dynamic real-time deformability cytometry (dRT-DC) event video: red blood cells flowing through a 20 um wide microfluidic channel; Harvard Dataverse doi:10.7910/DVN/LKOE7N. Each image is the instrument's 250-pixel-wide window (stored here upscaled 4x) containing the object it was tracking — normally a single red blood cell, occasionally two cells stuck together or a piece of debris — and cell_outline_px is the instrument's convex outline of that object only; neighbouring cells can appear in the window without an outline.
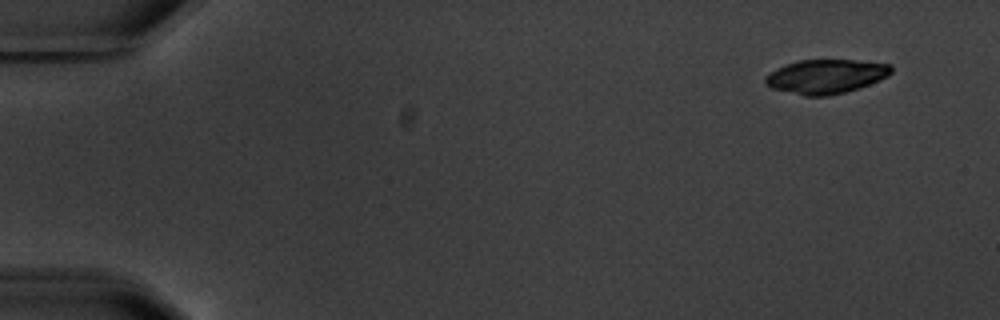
{"species": "common noctule bat (a hibernating species)", "species_latin": "Nyctalus noctula", "temperature_condition": "warm", "stored_images_in_passage": 4, "camera_frame_rate_fps": 3000, "um_per_image_px": 0.085, "animal": {"sex": "male", "body_mass_g": 20.1, "forearm_length_mm": 53.5}, "frame": {"image": 1, "passage_image": 1, "time_ms": 0.0, "image_size_px": [1000, 320], "cell_outline_px": [[892, 72], [888, 76], [880, 80], [860, 88], [828, 96], [804, 96], [772, 88], [764, 84], [764, 76], [776, 68], [784, 64], [800, 60], [852, 60], [892, 64]], "centroid_in_image_um": [70.18, 6.5], "position_along_channel_um": 14.8, "area_um2": 25.26}}